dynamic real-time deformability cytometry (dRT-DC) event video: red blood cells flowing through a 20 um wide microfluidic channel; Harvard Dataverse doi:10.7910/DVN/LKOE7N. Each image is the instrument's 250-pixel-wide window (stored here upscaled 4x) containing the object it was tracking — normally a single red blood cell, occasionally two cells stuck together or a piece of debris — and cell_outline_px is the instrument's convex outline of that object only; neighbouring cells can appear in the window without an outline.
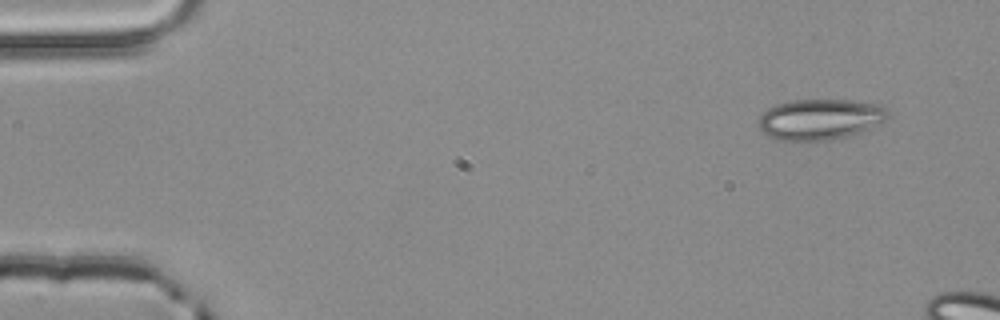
{"species": "common noctule bat (a hibernating species)", "species_latin": "Nyctalus noctula", "temperature_condition": "room temperature", "stored_images_in_passage": 3, "camera_frame_rate_fps": 3000, "um_per_image_px": 0.085, "animal": {"sex": "male", "body_mass_g": 20.4}, "frame": {"image": 1, "passage_image": 1, "time_ms": 0.0, "image_size_px": [1000, 320], "cell_outline_px": [[888, 116], [880, 124], [860, 132], [828, 140], [780, 140], [768, 136], [760, 128], [760, 116], [768, 108], [776, 104], [792, 100], [852, 100], [884, 104], [888, 108]], "centroid_in_image_um": [69.76, 10.12], "position_along_channel_um": 15.2, "area_um2": 30.63}}